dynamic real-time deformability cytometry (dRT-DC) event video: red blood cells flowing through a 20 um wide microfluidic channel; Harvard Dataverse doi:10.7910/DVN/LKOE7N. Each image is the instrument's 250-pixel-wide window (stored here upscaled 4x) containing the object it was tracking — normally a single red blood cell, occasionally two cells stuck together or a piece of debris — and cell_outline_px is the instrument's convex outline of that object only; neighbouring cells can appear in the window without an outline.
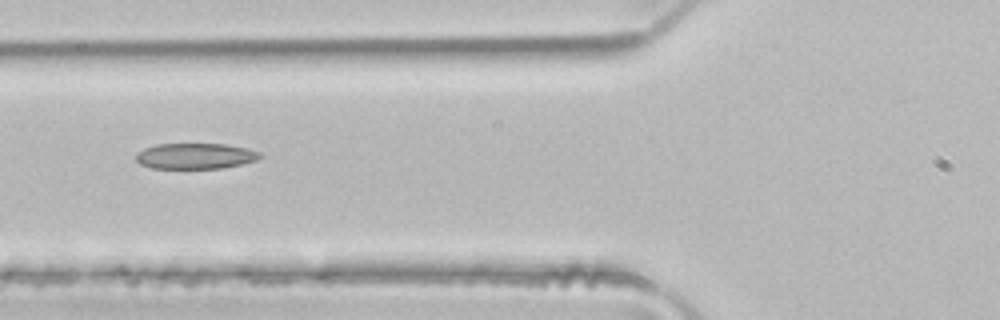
{"species": "common noctule bat (a hibernating species)", "species_latin": "Nyctalus noctula", "temperature_condition": "room temperature", "stored_images_in_passage": 4, "camera_frame_rate_fps": 3000, "um_per_image_px": 0.085, "animal": {"sex": "male", "body_mass_g": 21.5, "forearm_length_mm": 52.0}, "frame": {"image": 1, "passage_image": 4, "time_ms": 1.0, "image_size_px": [1000, 320], "cell_outline_px": [[264, 156], [256, 160], [240, 164], [220, 168], [152, 168], [140, 164], [136, 160], [136, 152], [144, 148], [156, 144], [224, 144], [248, 148], [260, 152]], "centroid_in_image_um": [16.6, 13.25], "position_along_channel_um": 109.2, "area_um2": 18.61}}